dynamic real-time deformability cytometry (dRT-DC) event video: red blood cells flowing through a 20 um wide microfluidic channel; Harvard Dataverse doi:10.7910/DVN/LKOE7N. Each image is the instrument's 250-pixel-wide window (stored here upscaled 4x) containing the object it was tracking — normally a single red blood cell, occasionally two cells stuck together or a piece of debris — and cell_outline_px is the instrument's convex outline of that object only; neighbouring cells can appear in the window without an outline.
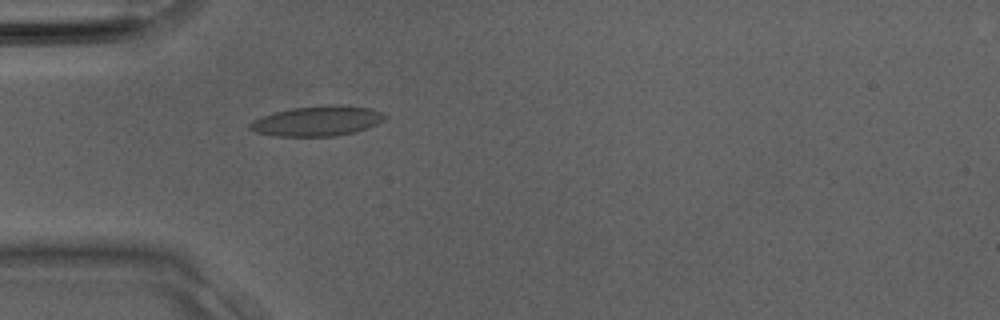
{"species": "Egyptian fruit bat (a non-hibernating species)", "species_latin": "Rousettus aegyptiacus", "temperature_condition": "room temperature", "stored_images_in_passage": 21, "camera_frame_rate_fps": 3000, "um_per_image_px": 0.085, "animal": {"sex": "male"}, "frame": {"image": 1, "passage_image": 2, "time_ms": 0.333, "image_size_px": [1000, 320], "cell_outline_px": [[388, 116], [384, 120], [368, 128], [356, 132], [332, 136], [276, 136], [256, 132], [248, 128], [248, 124], [252, 120], [276, 112], [292, 108], [328, 104], [340, 104], [368, 108], [380, 112]], "centroid_in_image_um": [26.98, 10.28], "position_along_channel_um": 58.0, "area_um2": 23.64}}
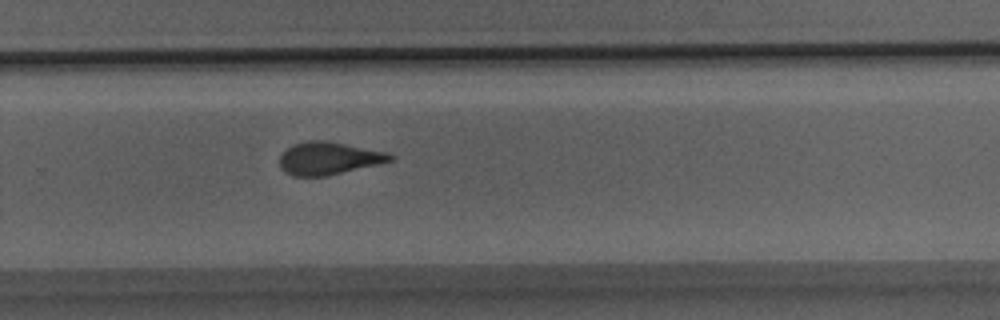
{"frame": {"image": 2, "passage_image": 14, "time_ms": 4.333, "image_size_px": [1000, 320], "cell_outline_px": [[396, 156], [392, 160], [328, 176], [292, 176], [284, 172], [280, 168], [280, 156], [292, 144], [312, 140], [324, 140], [388, 152]], "centroid_in_image_um": [27.92, 13.46], "position_along_channel_um": 301.9, "area_um2": 20.92}}
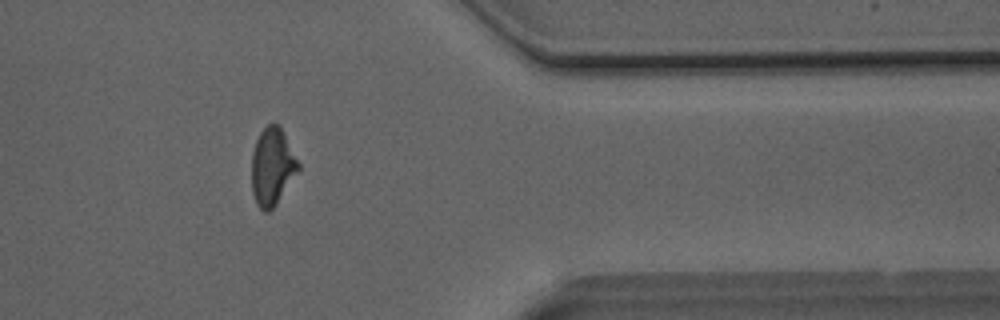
{"frame": {"image": 3, "passage_image": 19, "time_ms": 6.0, "image_size_px": [1000, 320], "cell_outline_px": [[300, 168], [276, 204], [268, 212], [264, 212], [256, 204], [252, 192], [252, 152], [256, 140], [260, 132], [268, 124], [280, 124], [300, 164]], "centroid_in_image_um": [23.14, 14.15], "position_along_channel_um": 388.3, "area_um2": 21.04}}